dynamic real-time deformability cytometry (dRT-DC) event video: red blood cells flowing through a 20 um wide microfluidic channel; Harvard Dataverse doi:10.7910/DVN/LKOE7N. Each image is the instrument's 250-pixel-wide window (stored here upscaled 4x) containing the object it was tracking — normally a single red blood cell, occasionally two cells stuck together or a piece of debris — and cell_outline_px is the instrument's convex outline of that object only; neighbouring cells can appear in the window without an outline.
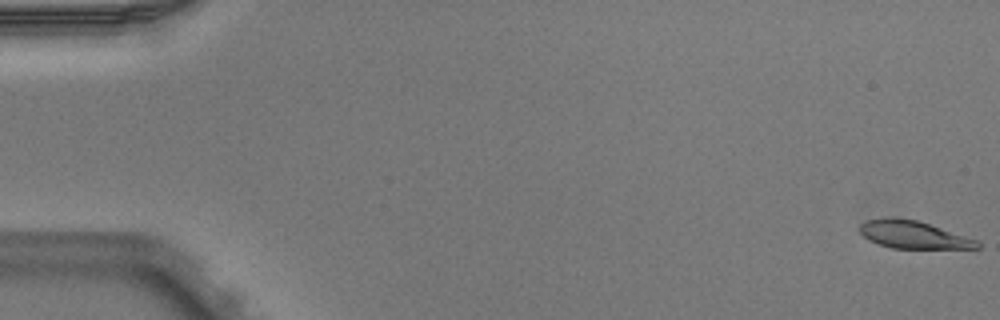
{"species": "Egyptian fruit bat (a non-hibernating species)", "species_latin": "Rousettus aegyptiacus", "temperature_condition": "warm", "stored_images_in_passage": 5, "camera_frame_rate_fps": 3000, "um_per_image_px": 0.085, "animal": {"sex": "male"}, "frame": {"image": 1, "passage_image": 1, "time_ms": 0.0, "image_size_px": [1000, 320], "cell_outline_px": [[980, 248], [892, 248], [868, 240], [860, 232], [860, 224], [868, 220], [884, 216], [896, 216], [916, 220], [976, 240], [980, 244]], "centroid_in_image_um": [77.56, 19.93], "position_along_channel_um": 7.4, "area_um2": 18.67}}